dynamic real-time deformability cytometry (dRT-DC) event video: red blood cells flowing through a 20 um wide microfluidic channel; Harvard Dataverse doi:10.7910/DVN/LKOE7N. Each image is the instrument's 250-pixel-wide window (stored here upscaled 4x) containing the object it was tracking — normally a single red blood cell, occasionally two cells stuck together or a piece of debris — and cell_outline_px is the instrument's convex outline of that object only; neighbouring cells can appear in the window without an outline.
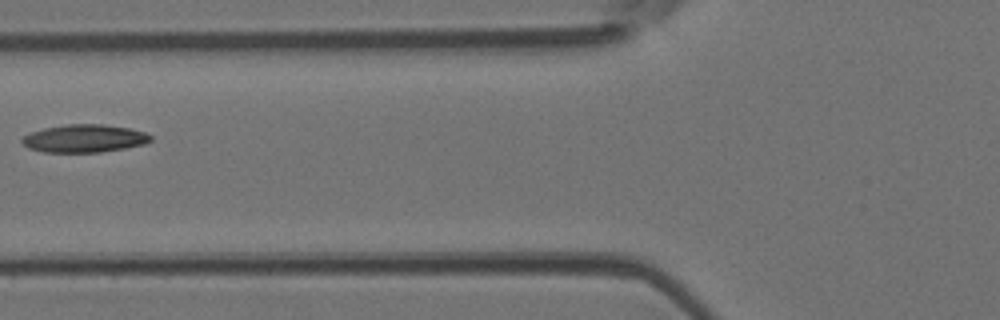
{"species": "Egyptian fruit bat (a non-hibernating species)", "species_latin": "Rousettus aegyptiacus", "temperature_condition": "room temperature", "stored_images_in_passage": 8, "camera_frame_rate_fps": 3000, "um_per_image_px": 0.085, "animal": {"sex": "female"}, "frame": {"image": 1, "passage_image": 6, "time_ms": 1.667, "image_size_px": [1000, 320], "cell_outline_px": [[152, 140], [144, 144], [124, 148], [100, 152], [44, 152], [28, 148], [20, 140], [24, 136], [32, 132], [44, 128], [68, 124], [104, 124], [128, 128], [144, 132], [152, 136]], "centroid_in_image_um": [7.17, 11.77], "position_along_channel_um": 118.6, "area_um2": 20.75}}
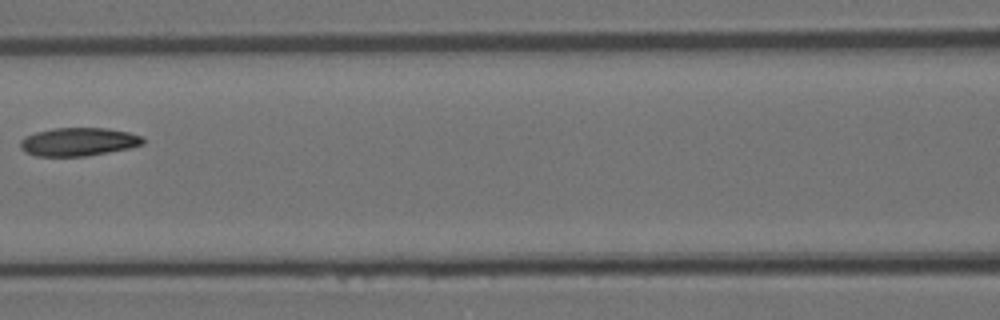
{"frame": {"image": 2, "passage_image": 7, "time_ms": 2.0, "image_size_px": [1000, 320], "cell_outline_px": [[144, 144], [128, 148], [108, 152], [84, 156], [36, 156], [24, 152], [20, 148], [20, 140], [24, 136], [36, 132], [52, 128], [108, 128], [128, 132], [144, 136]], "centroid_in_image_um": [6.65, 12.05], "position_along_channel_um": 160.0, "area_um2": 20.35}}
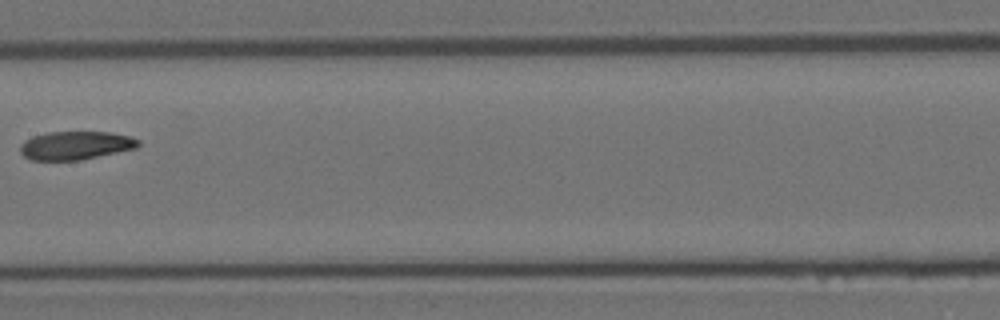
{"frame": {"image": 3, "passage_image": 8, "time_ms": 2.333, "image_size_px": [1000, 320], "cell_outline_px": [[140, 144], [136, 148], [80, 160], [32, 160], [24, 156], [20, 152], [20, 144], [24, 140], [32, 136], [48, 132], [108, 132], [132, 136], [140, 140]], "centroid_in_image_um": [6.42, 12.35], "position_along_channel_um": 201.0, "area_um2": 19.59}}